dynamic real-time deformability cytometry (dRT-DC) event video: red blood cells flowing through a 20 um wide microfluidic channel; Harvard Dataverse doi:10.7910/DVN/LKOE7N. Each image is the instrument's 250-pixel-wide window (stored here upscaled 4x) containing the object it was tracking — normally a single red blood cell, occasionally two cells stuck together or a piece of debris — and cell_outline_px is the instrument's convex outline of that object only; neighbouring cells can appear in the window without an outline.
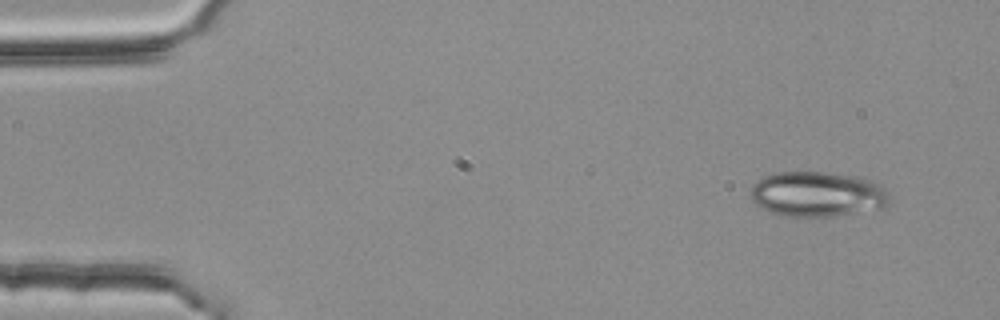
{"species": "common noctule bat (a hibernating species)", "species_latin": "Nyctalus noctula", "temperature_condition": "room temperature", "stored_images_in_passage": 4, "segment_of_instrument_passage": [1, 2], "camera_frame_rate_fps": 3000, "um_per_image_px": 0.085, "animal": {"sex": "female", "body_mass_g": 25.1}, "frame": {"image": 1, "passage_image": 1, "time_ms": 0.0, "image_size_px": [1000, 320], "cell_outline_px": [[892, 200], [884, 208], [836, 216], [780, 216], [756, 204], [752, 200], [752, 184], [756, 180], [764, 176], [776, 172], [824, 172], [852, 176], [868, 180], [880, 184], [884, 188]], "centroid_in_image_um": [69.5, 16.51], "position_along_channel_um": 15.5, "area_um2": 36.53}}